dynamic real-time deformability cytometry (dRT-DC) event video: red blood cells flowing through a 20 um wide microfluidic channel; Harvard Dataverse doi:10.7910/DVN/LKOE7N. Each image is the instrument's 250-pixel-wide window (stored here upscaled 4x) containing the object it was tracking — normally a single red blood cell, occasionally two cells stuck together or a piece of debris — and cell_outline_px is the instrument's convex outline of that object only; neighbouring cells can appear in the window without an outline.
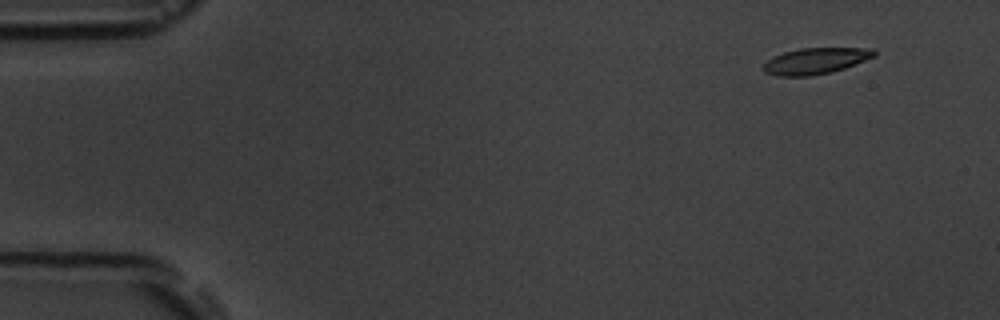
{"species": "common noctule bat (a hibernating species)", "species_latin": "Nyctalus noctula", "temperature_condition": "room temperature", "stored_images_in_passage": 7, "camera_frame_rate_fps": 3000, "um_per_image_px": 0.085, "animal": {"sex": "male", "body_mass_g": 19.5, "forearm_length_mm": 54.6}, "frame": {"image": 1, "passage_image": 2, "time_ms": 1.0, "image_size_px": [1000, 320], "cell_outline_px": [[876, 56], [844, 68], [832, 72], [808, 76], [776, 76], [764, 72], [764, 64], [768, 60], [784, 52], [800, 48], [872, 48], [876, 52]], "centroid_in_image_um": [69.34, 5.18], "position_along_channel_um": 15.7, "area_um2": 16.76}}
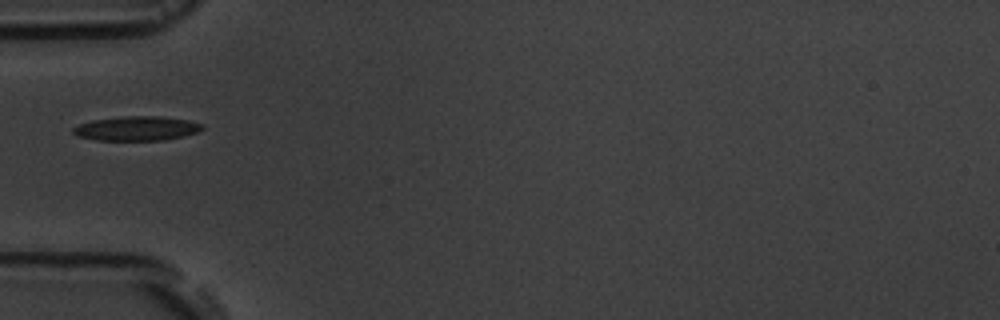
{"frame": {"image": 2, "passage_image": 6, "time_ms": 5.667, "image_size_px": [1000, 320], "cell_outline_px": [[204, 128], [196, 132], [184, 136], [164, 140], [96, 140], [76, 136], [72, 132], [72, 128], [80, 124], [92, 120], [124, 116], [160, 116], [188, 120], [204, 124]], "centroid_in_image_um": [11.61, 10.92], "position_along_channel_um": 73.4, "area_um2": 18.38}}
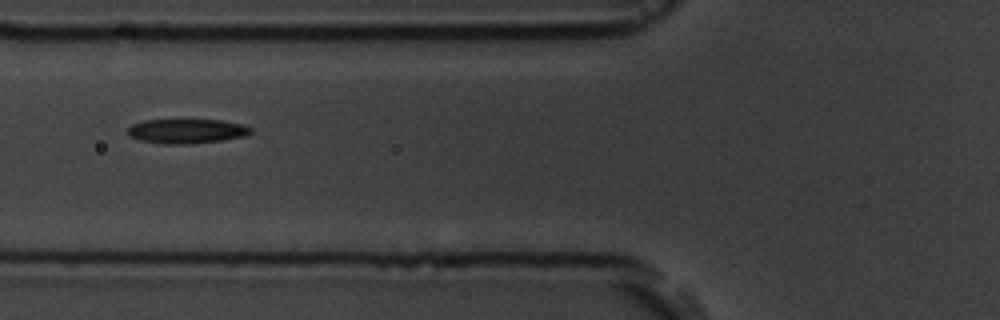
{"frame": {"image": 3, "passage_image": 7, "time_ms": 6.667, "image_size_px": [1000, 320], "cell_outline_px": [[252, 132], [248, 136], [192, 144], [164, 144], [140, 140], [128, 136], [128, 128], [132, 124], [144, 120], [224, 120], [244, 124], [252, 128]], "centroid_in_image_um": [15.91, 11.14], "position_along_channel_um": 109.9, "area_um2": 17.74}}